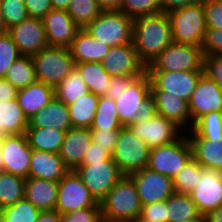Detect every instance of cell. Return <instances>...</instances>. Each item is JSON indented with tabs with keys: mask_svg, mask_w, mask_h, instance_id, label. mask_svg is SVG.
<instances>
[{
	"mask_svg": "<svg viewBox=\"0 0 222 222\" xmlns=\"http://www.w3.org/2000/svg\"><path fill=\"white\" fill-rule=\"evenodd\" d=\"M132 43L141 61L148 67L173 43L171 22L167 13L133 19Z\"/></svg>",
	"mask_w": 222,
	"mask_h": 222,
	"instance_id": "cell-1",
	"label": "cell"
},
{
	"mask_svg": "<svg viewBox=\"0 0 222 222\" xmlns=\"http://www.w3.org/2000/svg\"><path fill=\"white\" fill-rule=\"evenodd\" d=\"M99 204L102 218L106 220L133 222L141 215L139 194L129 176H123Z\"/></svg>",
	"mask_w": 222,
	"mask_h": 222,
	"instance_id": "cell-2",
	"label": "cell"
},
{
	"mask_svg": "<svg viewBox=\"0 0 222 222\" xmlns=\"http://www.w3.org/2000/svg\"><path fill=\"white\" fill-rule=\"evenodd\" d=\"M167 14L171 22L174 43L202 47L207 30L203 2H193Z\"/></svg>",
	"mask_w": 222,
	"mask_h": 222,
	"instance_id": "cell-3",
	"label": "cell"
},
{
	"mask_svg": "<svg viewBox=\"0 0 222 222\" xmlns=\"http://www.w3.org/2000/svg\"><path fill=\"white\" fill-rule=\"evenodd\" d=\"M84 29L109 47L123 46L132 43L133 18L119 10L102 11Z\"/></svg>",
	"mask_w": 222,
	"mask_h": 222,
	"instance_id": "cell-4",
	"label": "cell"
},
{
	"mask_svg": "<svg viewBox=\"0 0 222 222\" xmlns=\"http://www.w3.org/2000/svg\"><path fill=\"white\" fill-rule=\"evenodd\" d=\"M31 57L37 81L53 87L74 70L76 65L67 47L47 46Z\"/></svg>",
	"mask_w": 222,
	"mask_h": 222,
	"instance_id": "cell-5",
	"label": "cell"
},
{
	"mask_svg": "<svg viewBox=\"0 0 222 222\" xmlns=\"http://www.w3.org/2000/svg\"><path fill=\"white\" fill-rule=\"evenodd\" d=\"M123 127L137 121L151 110V80L148 73L136 78L115 100Z\"/></svg>",
	"mask_w": 222,
	"mask_h": 222,
	"instance_id": "cell-6",
	"label": "cell"
},
{
	"mask_svg": "<svg viewBox=\"0 0 222 222\" xmlns=\"http://www.w3.org/2000/svg\"><path fill=\"white\" fill-rule=\"evenodd\" d=\"M150 148L128 127L120 130V135L112 153V159L124 176L148 167Z\"/></svg>",
	"mask_w": 222,
	"mask_h": 222,
	"instance_id": "cell-7",
	"label": "cell"
},
{
	"mask_svg": "<svg viewBox=\"0 0 222 222\" xmlns=\"http://www.w3.org/2000/svg\"><path fill=\"white\" fill-rule=\"evenodd\" d=\"M191 158V144L183 133L172 143L152 148L147 168L173 179Z\"/></svg>",
	"mask_w": 222,
	"mask_h": 222,
	"instance_id": "cell-8",
	"label": "cell"
},
{
	"mask_svg": "<svg viewBox=\"0 0 222 222\" xmlns=\"http://www.w3.org/2000/svg\"><path fill=\"white\" fill-rule=\"evenodd\" d=\"M201 47L171 43L147 67V71H204Z\"/></svg>",
	"mask_w": 222,
	"mask_h": 222,
	"instance_id": "cell-9",
	"label": "cell"
},
{
	"mask_svg": "<svg viewBox=\"0 0 222 222\" xmlns=\"http://www.w3.org/2000/svg\"><path fill=\"white\" fill-rule=\"evenodd\" d=\"M75 171L98 203L124 176L112 158L101 162H82Z\"/></svg>",
	"mask_w": 222,
	"mask_h": 222,
	"instance_id": "cell-10",
	"label": "cell"
},
{
	"mask_svg": "<svg viewBox=\"0 0 222 222\" xmlns=\"http://www.w3.org/2000/svg\"><path fill=\"white\" fill-rule=\"evenodd\" d=\"M128 128L152 149L176 141L184 132L169 119L152 110Z\"/></svg>",
	"mask_w": 222,
	"mask_h": 222,
	"instance_id": "cell-11",
	"label": "cell"
},
{
	"mask_svg": "<svg viewBox=\"0 0 222 222\" xmlns=\"http://www.w3.org/2000/svg\"><path fill=\"white\" fill-rule=\"evenodd\" d=\"M88 207H100L75 170H70L60 181L55 210L60 214Z\"/></svg>",
	"mask_w": 222,
	"mask_h": 222,
	"instance_id": "cell-12",
	"label": "cell"
},
{
	"mask_svg": "<svg viewBox=\"0 0 222 222\" xmlns=\"http://www.w3.org/2000/svg\"><path fill=\"white\" fill-rule=\"evenodd\" d=\"M147 73L151 80V91H165V95H175L189 103L204 71H147Z\"/></svg>",
	"mask_w": 222,
	"mask_h": 222,
	"instance_id": "cell-13",
	"label": "cell"
},
{
	"mask_svg": "<svg viewBox=\"0 0 222 222\" xmlns=\"http://www.w3.org/2000/svg\"><path fill=\"white\" fill-rule=\"evenodd\" d=\"M26 133L2 138L1 171L28 178L32 155Z\"/></svg>",
	"mask_w": 222,
	"mask_h": 222,
	"instance_id": "cell-14",
	"label": "cell"
},
{
	"mask_svg": "<svg viewBox=\"0 0 222 222\" xmlns=\"http://www.w3.org/2000/svg\"><path fill=\"white\" fill-rule=\"evenodd\" d=\"M134 181L143 205L167 200L175 193L173 179L149 168L129 175Z\"/></svg>",
	"mask_w": 222,
	"mask_h": 222,
	"instance_id": "cell-15",
	"label": "cell"
},
{
	"mask_svg": "<svg viewBox=\"0 0 222 222\" xmlns=\"http://www.w3.org/2000/svg\"><path fill=\"white\" fill-rule=\"evenodd\" d=\"M203 217L222 206V172L202 167L201 180L189 194Z\"/></svg>",
	"mask_w": 222,
	"mask_h": 222,
	"instance_id": "cell-16",
	"label": "cell"
},
{
	"mask_svg": "<svg viewBox=\"0 0 222 222\" xmlns=\"http://www.w3.org/2000/svg\"><path fill=\"white\" fill-rule=\"evenodd\" d=\"M189 112L193 125L210 112H222V88L203 74L192 93Z\"/></svg>",
	"mask_w": 222,
	"mask_h": 222,
	"instance_id": "cell-17",
	"label": "cell"
},
{
	"mask_svg": "<svg viewBox=\"0 0 222 222\" xmlns=\"http://www.w3.org/2000/svg\"><path fill=\"white\" fill-rule=\"evenodd\" d=\"M7 32L24 56H33L48 45L43 21L40 18L28 17L21 23L9 28Z\"/></svg>",
	"mask_w": 222,
	"mask_h": 222,
	"instance_id": "cell-18",
	"label": "cell"
},
{
	"mask_svg": "<svg viewBox=\"0 0 222 222\" xmlns=\"http://www.w3.org/2000/svg\"><path fill=\"white\" fill-rule=\"evenodd\" d=\"M101 63L112 77L142 76L147 73V67L139 58L133 43L111 47Z\"/></svg>",
	"mask_w": 222,
	"mask_h": 222,
	"instance_id": "cell-19",
	"label": "cell"
},
{
	"mask_svg": "<svg viewBox=\"0 0 222 222\" xmlns=\"http://www.w3.org/2000/svg\"><path fill=\"white\" fill-rule=\"evenodd\" d=\"M151 110L172 121L184 133L194 126L188 102L175 95H165V91H151Z\"/></svg>",
	"mask_w": 222,
	"mask_h": 222,
	"instance_id": "cell-20",
	"label": "cell"
},
{
	"mask_svg": "<svg viewBox=\"0 0 222 222\" xmlns=\"http://www.w3.org/2000/svg\"><path fill=\"white\" fill-rule=\"evenodd\" d=\"M45 35L49 46L67 47L81 29L66 10H50L43 18Z\"/></svg>",
	"mask_w": 222,
	"mask_h": 222,
	"instance_id": "cell-21",
	"label": "cell"
},
{
	"mask_svg": "<svg viewBox=\"0 0 222 222\" xmlns=\"http://www.w3.org/2000/svg\"><path fill=\"white\" fill-rule=\"evenodd\" d=\"M91 142L90 128L71 127L66 131L59 155L70 170L82 165L84 154Z\"/></svg>",
	"mask_w": 222,
	"mask_h": 222,
	"instance_id": "cell-22",
	"label": "cell"
},
{
	"mask_svg": "<svg viewBox=\"0 0 222 222\" xmlns=\"http://www.w3.org/2000/svg\"><path fill=\"white\" fill-rule=\"evenodd\" d=\"M69 171L59 153L32 150L28 177L59 182Z\"/></svg>",
	"mask_w": 222,
	"mask_h": 222,
	"instance_id": "cell-23",
	"label": "cell"
},
{
	"mask_svg": "<svg viewBox=\"0 0 222 222\" xmlns=\"http://www.w3.org/2000/svg\"><path fill=\"white\" fill-rule=\"evenodd\" d=\"M58 181L28 177L25 181V198L39 211H54L58 197Z\"/></svg>",
	"mask_w": 222,
	"mask_h": 222,
	"instance_id": "cell-24",
	"label": "cell"
},
{
	"mask_svg": "<svg viewBox=\"0 0 222 222\" xmlns=\"http://www.w3.org/2000/svg\"><path fill=\"white\" fill-rule=\"evenodd\" d=\"M111 47L92 37L85 29H80L69 47L75 64L102 62Z\"/></svg>",
	"mask_w": 222,
	"mask_h": 222,
	"instance_id": "cell-25",
	"label": "cell"
},
{
	"mask_svg": "<svg viewBox=\"0 0 222 222\" xmlns=\"http://www.w3.org/2000/svg\"><path fill=\"white\" fill-rule=\"evenodd\" d=\"M28 127H54L66 132L72 127L68 106L54 97L45 107L29 118Z\"/></svg>",
	"mask_w": 222,
	"mask_h": 222,
	"instance_id": "cell-26",
	"label": "cell"
},
{
	"mask_svg": "<svg viewBox=\"0 0 222 222\" xmlns=\"http://www.w3.org/2000/svg\"><path fill=\"white\" fill-rule=\"evenodd\" d=\"M55 97V88L36 81L28 87L17 91V101L22 111L29 119Z\"/></svg>",
	"mask_w": 222,
	"mask_h": 222,
	"instance_id": "cell-27",
	"label": "cell"
},
{
	"mask_svg": "<svg viewBox=\"0 0 222 222\" xmlns=\"http://www.w3.org/2000/svg\"><path fill=\"white\" fill-rule=\"evenodd\" d=\"M29 119L22 111L17 99L0 102V138L20 135L27 131Z\"/></svg>",
	"mask_w": 222,
	"mask_h": 222,
	"instance_id": "cell-28",
	"label": "cell"
},
{
	"mask_svg": "<svg viewBox=\"0 0 222 222\" xmlns=\"http://www.w3.org/2000/svg\"><path fill=\"white\" fill-rule=\"evenodd\" d=\"M192 157L204 168L222 172V139L219 141L204 138H188Z\"/></svg>",
	"mask_w": 222,
	"mask_h": 222,
	"instance_id": "cell-29",
	"label": "cell"
},
{
	"mask_svg": "<svg viewBox=\"0 0 222 222\" xmlns=\"http://www.w3.org/2000/svg\"><path fill=\"white\" fill-rule=\"evenodd\" d=\"M65 133L54 127H27L26 136L33 150L59 153Z\"/></svg>",
	"mask_w": 222,
	"mask_h": 222,
	"instance_id": "cell-30",
	"label": "cell"
},
{
	"mask_svg": "<svg viewBox=\"0 0 222 222\" xmlns=\"http://www.w3.org/2000/svg\"><path fill=\"white\" fill-rule=\"evenodd\" d=\"M167 222H184L192 219H206L189 194L175 192L166 200Z\"/></svg>",
	"mask_w": 222,
	"mask_h": 222,
	"instance_id": "cell-31",
	"label": "cell"
},
{
	"mask_svg": "<svg viewBox=\"0 0 222 222\" xmlns=\"http://www.w3.org/2000/svg\"><path fill=\"white\" fill-rule=\"evenodd\" d=\"M82 79L86 82L91 93L104 96L110 85L112 76L107 73L100 62H85L76 64Z\"/></svg>",
	"mask_w": 222,
	"mask_h": 222,
	"instance_id": "cell-32",
	"label": "cell"
},
{
	"mask_svg": "<svg viewBox=\"0 0 222 222\" xmlns=\"http://www.w3.org/2000/svg\"><path fill=\"white\" fill-rule=\"evenodd\" d=\"M100 97L89 92L67 105L72 127L90 128Z\"/></svg>",
	"mask_w": 222,
	"mask_h": 222,
	"instance_id": "cell-33",
	"label": "cell"
},
{
	"mask_svg": "<svg viewBox=\"0 0 222 222\" xmlns=\"http://www.w3.org/2000/svg\"><path fill=\"white\" fill-rule=\"evenodd\" d=\"M54 88L55 97L66 105L74 103L78 98L90 92L76 68Z\"/></svg>",
	"mask_w": 222,
	"mask_h": 222,
	"instance_id": "cell-34",
	"label": "cell"
},
{
	"mask_svg": "<svg viewBox=\"0 0 222 222\" xmlns=\"http://www.w3.org/2000/svg\"><path fill=\"white\" fill-rule=\"evenodd\" d=\"M4 78L17 90L35 83L37 79L32 57L21 55L13 62Z\"/></svg>",
	"mask_w": 222,
	"mask_h": 222,
	"instance_id": "cell-35",
	"label": "cell"
},
{
	"mask_svg": "<svg viewBox=\"0 0 222 222\" xmlns=\"http://www.w3.org/2000/svg\"><path fill=\"white\" fill-rule=\"evenodd\" d=\"M123 128L117 114L115 100L100 96L98 107L90 129L121 130Z\"/></svg>",
	"mask_w": 222,
	"mask_h": 222,
	"instance_id": "cell-36",
	"label": "cell"
},
{
	"mask_svg": "<svg viewBox=\"0 0 222 222\" xmlns=\"http://www.w3.org/2000/svg\"><path fill=\"white\" fill-rule=\"evenodd\" d=\"M186 135L188 138L219 141L222 139V112H210L202 116Z\"/></svg>",
	"mask_w": 222,
	"mask_h": 222,
	"instance_id": "cell-37",
	"label": "cell"
},
{
	"mask_svg": "<svg viewBox=\"0 0 222 222\" xmlns=\"http://www.w3.org/2000/svg\"><path fill=\"white\" fill-rule=\"evenodd\" d=\"M26 179L0 170V200L4 208L25 197Z\"/></svg>",
	"mask_w": 222,
	"mask_h": 222,
	"instance_id": "cell-38",
	"label": "cell"
},
{
	"mask_svg": "<svg viewBox=\"0 0 222 222\" xmlns=\"http://www.w3.org/2000/svg\"><path fill=\"white\" fill-rule=\"evenodd\" d=\"M201 175L202 166L192 157L173 178L175 192L190 194L199 184Z\"/></svg>",
	"mask_w": 222,
	"mask_h": 222,
	"instance_id": "cell-39",
	"label": "cell"
},
{
	"mask_svg": "<svg viewBox=\"0 0 222 222\" xmlns=\"http://www.w3.org/2000/svg\"><path fill=\"white\" fill-rule=\"evenodd\" d=\"M72 20L84 29L103 11L96 0H70L66 10Z\"/></svg>",
	"mask_w": 222,
	"mask_h": 222,
	"instance_id": "cell-40",
	"label": "cell"
},
{
	"mask_svg": "<svg viewBox=\"0 0 222 222\" xmlns=\"http://www.w3.org/2000/svg\"><path fill=\"white\" fill-rule=\"evenodd\" d=\"M41 214L25 197L17 203L5 207L0 222H35Z\"/></svg>",
	"mask_w": 222,
	"mask_h": 222,
	"instance_id": "cell-41",
	"label": "cell"
},
{
	"mask_svg": "<svg viewBox=\"0 0 222 222\" xmlns=\"http://www.w3.org/2000/svg\"><path fill=\"white\" fill-rule=\"evenodd\" d=\"M119 11L133 19L162 12L159 0H123Z\"/></svg>",
	"mask_w": 222,
	"mask_h": 222,
	"instance_id": "cell-42",
	"label": "cell"
},
{
	"mask_svg": "<svg viewBox=\"0 0 222 222\" xmlns=\"http://www.w3.org/2000/svg\"><path fill=\"white\" fill-rule=\"evenodd\" d=\"M6 31L29 17L24 0H0Z\"/></svg>",
	"mask_w": 222,
	"mask_h": 222,
	"instance_id": "cell-43",
	"label": "cell"
},
{
	"mask_svg": "<svg viewBox=\"0 0 222 222\" xmlns=\"http://www.w3.org/2000/svg\"><path fill=\"white\" fill-rule=\"evenodd\" d=\"M20 56L11 35L7 31L0 33V78L5 77L13 62Z\"/></svg>",
	"mask_w": 222,
	"mask_h": 222,
	"instance_id": "cell-44",
	"label": "cell"
},
{
	"mask_svg": "<svg viewBox=\"0 0 222 222\" xmlns=\"http://www.w3.org/2000/svg\"><path fill=\"white\" fill-rule=\"evenodd\" d=\"M201 48L204 56L222 57V30L207 28Z\"/></svg>",
	"mask_w": 222,
	"mask_h": 222,
	"instance_id": "cell-45",
	"label": "cell"
},
{
	"mask_svg": "<svg viewBox=\"0 0 222 222\" xmlns=\"http://www.w3.org/2000/svg\"><path fill=\"white\" fill-rule=\"evenodd\" d=\"M101 219L100 207H88L61 214L62 222H99Z\"/></svg>",
	"mask_w": 222,
	"mask_h": 222,
	"instance_id": "cell-46",
	"label": "cell"
},
{
	"mask_svg": "<svg viewBox=\"0 0 222 222\" xmlns=\"http://www.w3.org/2000/svg\"><path fill=\"white\" fill-rule=\"evenodd\" d=\"M207 28L222 30V0H204Z\"/></svg>",
	"mask_w": 222,
	"mask_h": 222,
	"instance_id": "cell-47",
	"label": "cell"
},
{
	"mask_svg": "<svg viewBox=\"0 0 222 222\" xmlns=\"http://www.w3.org/2000/svg\"><path fill=\"white\" fill-rule=\"evenodd\" d=\"M166 200L143 205L140 217L149 222H167Z\"/></svg>",
	"mask_w": 222,
	"mask_h": 222,
	"instance_id": "cell-48",
	"label": "cell"
},
{
	"mask_svg": "<svg viewBox=\"0 0 222 222\" xmlns=\"http://www.w3.org/2000/svg\"><path fill=\"white\" fill-rule=\"evenodd\" d=\"M92 134V141L98 144V146L108 149L113 153L116 143L118 141L120 130H98L90 129Z\"/></svg>",
	"mask_w": 222,
	"mask_h": 222,
	"instance_id": "cell-49",
	"label": "cell"
},
{
	"mask_svg": "<svg viewBox=\"0 0 222 222\" xmlns=\"http://www.w3.org/2000/svg\"><path fill=\"white\" fill-rule=\"evenodd\" d=\"M204 74L222 88V57L204 56Z\"/></svg>",
	"mask_w": 222,
	"mask_h": 222,
	"instance_id": "cell-50",
	"label": "cell"
},
{
	"mask_svg": "<svg viewBox=\"0 0 222 222\" xmlns=\"http://www.w3.org/2000/svg\"><path fill=\"white\" fill-rule=\"evenodd\" d=\"M140 76H113L105 97L116 100Z\"/></svg>",
	"mask_w": 222,
	"mask_h": 222,
	"instance_id": "cell-51",
	"label": "cell"
},
{
	"mask_svg": "<svg viewBox=\"0 0 222 222\" xmlns=\"http://www.w3.org/2000/svg\"><path fill=\"white\" fill-rule=\"evenodd\" d=\"M29 17L42 19L52 10L51 0H24Z\"/></svg>",
	"mask_w": 222,
	"mask_h": 222,
	"instance_id": "cell-52",
	"label": "cell"
},
{
	"mask_svg": "<svg viewBox=\"0 0 222 222\" xmlns=\"http://www.w3.org/2000/svg\"><path fill=\"white\" fill-rule=\"evenodd\" d=\"M109 158H112V153L92 141L88 151L84 154L83 162H101Z\"/></svg>",
	"mask_w": 222,
	"mask_h": 222,
	"instance_id": "cell-53",
	"label": "cell"
},
{
	"mask_svg": "<svg viewBox=\"0 0 222 222\" xmlns=\"http://www.w3.org/2000/svg\"><path fill=\"white\" fill-rule=\"evenodd\" d=\"M17 89L5 78H0V102L13 100L17 97Z\"/></svg>",
	"mask_w": 222,
	"mask_h": 222,
	"instance_id": "cell-54",
	"label": "cell"
},
{
	"mask_svg": "<svg viewBox=\"0 0 222 222\" xmlns=\"http://www.w3.org/2000/svg\"><path fill=\"white\" fill-rule=\"evenodd\" d=\"M161 11L168 13L178 8H182L192 4L191 0H159Z\"/></svg>",
	"mask_w": 222,
	"mask_h": 222,
	"instance_id": "cell-55",
	"label": "cell"
},
{
	"mask_svg": "<svg viewBox=\"0 0 222 222\" xmlns=\"http://www.w3.org/2000/svg\"><path fill=\"white\" fill-rule=\"evenodd\" d=\"M35 222H62L61 214L56 210L41 212L39 218Z\"/></svg>",
	"mask_w": 222,
	"mask_h": 222,
	"instance_id": "cell-56",
	"label": "cell"
},
{
	"mask_svg": "<svg viewBox=\"0 0 222 222\" xmlns=\"http://www.w3.org/2000/svg\"><path fill=\"white\" fill-rule=\"evenodd\" d=\"M103 11L119 10L123 0H96Z\"/></svg>",
	"mask_w": 222,
	"mask_h": 222,
	"instance_id": "cell-57",
	"label": "cell"
},
{
	"mask_svg": "<svg viewBox=\"0 0 222 222\" xmlns=\"http://www.w3.org/2000/svg\"><path fill=\"white\" fill-rule=\"evenodd\" d=\"M206 222H222V206L206 216Z\"/></svg>",
	"mask_w": 222,
	"mask_h": 222,
	"instance_id": "cell-58",
	"label": "cell"
},
{
	"mask_svg": "<svg viewBox=\"0 0 222 222\" xmlns=\"http://www.w3.org/2000/svg\"><path fill=\"white\" fill-rule=\"evenodd\" d=\"M51 3L55 10H67L70 0H51Z\"/></svg>",
	"mask_w": 222,
	"mask_h": 222,
	"instance_id": "cell-59",
	"label": "cell"
},
{
	"mask_svg": "<svg viewBox=\"0 0 222 222\" xmlns=\"http://www.w3.org/2000/svg\"><path fill=\"white\" fill-rule=\"evenodd\" d=\"M5 25L3 22V16H2V12H1V1H0V33L5 32Z\"/></svg>",
	"mask_w": 222,
	"mask_h": 222,
	"instance_id": "cell-60",
	"label": "cell"
},
{
	"mask_svg": "<svg viewBox=\"0 0 222 222\" xmlns=\"http://www.w3.org/2000/svg\"><path fill=\"white\" fill-rule=\"evenodd\" d=\"M184 222H206V219H192V220H187Z\"/></svg>",
	"mask_w": 222,
	"mask_h": 222,
	"instance_id": "cell-61",
	"label": "cell"
},
{
	"mask_svg": "<svg viewBox=\"0 0 222 222\" xmlns=\"http://www.w3.org/2000/svg\"><path fill=\"white\" fill-rule=\"evenodd\" d=\"M1 159H2V138H0V169H1Z\"/></svg>",
	"mask_w": 222,
	"mask_h": 222,
	"instance_id": "cell-62",
	"label": "cell"
},
{
	"mask_svg": "<svg viewBox=\"0 0 222 222\" xmlns=\"http://www.w3.org/2000/svg\"><path fill=\"white\" fill-rule=\"evenodd\" d=\"M133 222H149L147 220L142 219L140 216L136 218Z\"/></svg>",
	"mask_w": 222,
	"mask_h": 222,
	"instance_id": "cell-63",
	"label": "cell"
},
{
	"mask_svg": "<svg viewBox=\"0 0 222 222\" xmlns=\"http://www.w3.org/2000/svg\"><path fill=\"white\" fill-rule=\"evenodd\" d=\"M4 209L5 208H4V206H3V204L1 203V200H0V218L2 216V212H3Z\"/></svg>",
	"mask_w": 222,
	"mask_h": 222,
	"instance_id": "cell-64",
	"label": "cell"
},
{
	"mask_svg": "<svg viewBox=\"0 0 222 222\" xmlns=\"http://www.w3.org/2000/svg\"><path fill=\"white\" fill-rule=\"evenodd\" d=\"M99 222H117V221H110L102 218Z\"/></svg>",
	"mask_w": 222,
	"mask_h": 222,
	"instance_id": "cell-65",
	"label": "cell"
},
{
	"mask_svg": "<svg viewBox=\"0 0 222 222\" xmlns=\"http://www.w3.org/2000/svg\"><path fill=\"white\" fill-rule=\"evenodd\" d=\"M192 2H203L204 0H191Z\"/></svg>",
	"mask_w": 222,
	"mask_h": 222,
	"instance_id": "cell-66",
	"label": "cell"
}]
</instances>
